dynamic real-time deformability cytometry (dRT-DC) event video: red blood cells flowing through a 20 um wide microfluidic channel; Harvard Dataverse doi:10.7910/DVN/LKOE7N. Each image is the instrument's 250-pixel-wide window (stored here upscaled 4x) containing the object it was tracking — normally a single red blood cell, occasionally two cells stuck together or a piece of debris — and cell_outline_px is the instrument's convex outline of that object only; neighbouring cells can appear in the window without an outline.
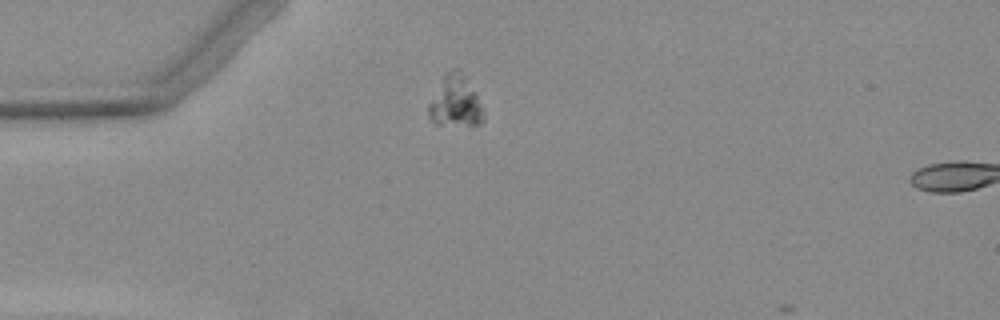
{"species": "Egyptian fruit bat (a non-hibernating species)", "species_latin": "Rousettus aegyptiacus", "temperature_condition": "warm", "stored_images_in_passage": 2, "camera_frame_rate_fps": 3000, "um_per_image_px": 0.085, "animal": {"sex": "female"}, "frame": {"image": 1, "passage_image": 1, "time_ms": 0.0, "image_size_px": [1000, 320], "cell_outline_px": [[484, 120], [480, 124], [436, 124], [428, 116], [428, 104], [444, 72], [452, 68], [460, 68], [476, 92], [484, 108]], "centroid_in_image_um": [38.72, 8.58], "position_along_channel_um": 46.3, "area_um2": 16.7}}